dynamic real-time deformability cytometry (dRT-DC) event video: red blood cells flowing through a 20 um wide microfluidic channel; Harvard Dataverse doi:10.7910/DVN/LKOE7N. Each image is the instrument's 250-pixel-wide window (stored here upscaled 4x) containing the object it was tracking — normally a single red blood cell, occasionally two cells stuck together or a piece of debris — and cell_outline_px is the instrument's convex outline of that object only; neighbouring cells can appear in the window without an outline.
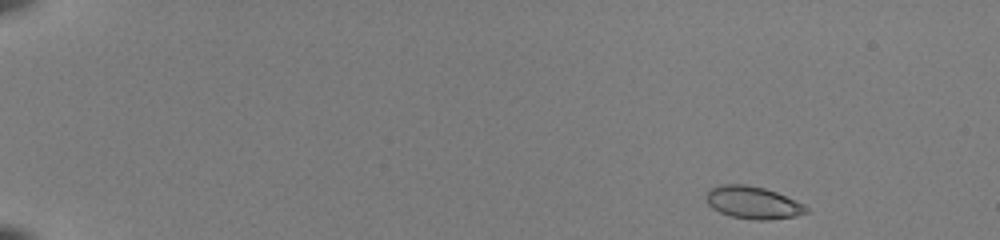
{"species": "common noctule bat (a hibernating species)", "species_latin": "Nyctalus noctula", "temperature_condition": "room temperature", "stored_images_in_passage": 14, "camera_frame_rate_fps": 3000, "um_per_image_px": 0.085, "animal": {"sex": "female", "body_mass_g": 22.0, "forearm_length_mm": 56.7}, "frame": {"image": 1, "passage_image": 1, "time_ms": 0.0, "image_size_px": [1000, 240], "cell_outline_px": [[808, 212], [796, 216], [768, 220], [752, 220], [732, 216], [720, 212], [712, 208], [708, 204], [708, 188], [724, 184], [744, 184], [764, 188], [776, 192], [804, 204], [808, 208]], "centroid_in_image_um": [64.02, 17.22], "position_along_channel_um": 21.0, "area_um2": 18.79}}